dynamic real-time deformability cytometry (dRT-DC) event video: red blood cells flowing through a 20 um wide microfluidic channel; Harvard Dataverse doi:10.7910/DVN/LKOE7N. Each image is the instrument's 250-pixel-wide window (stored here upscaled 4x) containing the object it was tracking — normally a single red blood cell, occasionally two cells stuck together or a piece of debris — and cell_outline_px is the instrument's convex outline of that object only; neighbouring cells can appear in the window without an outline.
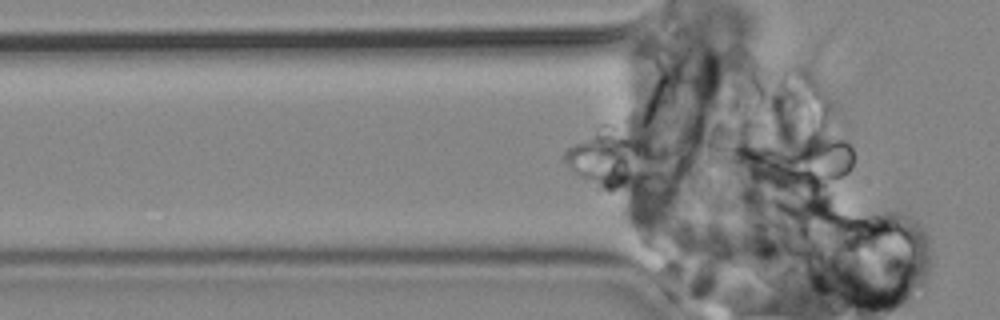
{"species": "common noctule bat (a hibernating species)", "species_latin": "Nyctalus noctula", "temperature_condition": "cold", "stored_images_in_passage": 53, "segment_of_instrument_passage": [1, 2], "camera_frame_rate_fps": 3000, "um_per_image_px": 0.085, "animal": {"sex": "male", "body_mass_g": 19.2, "forearm_length_mm": 51.8}, "frame": {"image": 1, "passage_image": 22, "time_ms": 7.0, "image_size_px": [1000, 320], "cell_outline_px": [[684, 176], [676, 180], [660, 184], [624, 188], [604, 188], [580, 180], [572, 176], [568, 168], [564, 156], [564, 152], [572, 144], [580, 140], [636, 140], [664, 156]], "centroid_in_image_um": [52.59, 13.95], "position_along_channel_um": 73.2, "area_um2": 31.39}}